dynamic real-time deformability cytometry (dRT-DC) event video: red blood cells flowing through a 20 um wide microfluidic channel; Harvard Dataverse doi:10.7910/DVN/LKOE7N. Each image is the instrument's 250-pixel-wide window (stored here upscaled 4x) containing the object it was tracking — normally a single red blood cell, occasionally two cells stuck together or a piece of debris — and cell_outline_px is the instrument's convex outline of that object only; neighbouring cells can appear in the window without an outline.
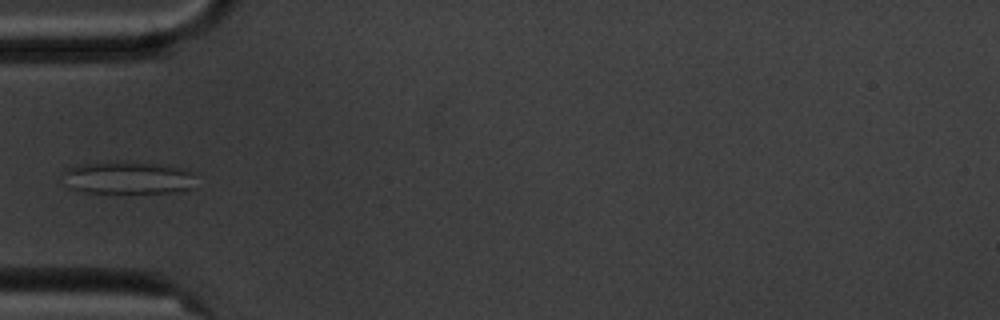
{"species": "common noctule bat (a hibernating species)", "species_latin": "Nyctalus noctula", "temperature_condition": "cold", "stored_images_in_passage": 2, "camera_frame_rate_fps": 3000, "um_per_image_px": 0.085, "animal": {"sex": "male", "body_mass_g": 20.1, "forearm_length_mm": 53.5}, "frame": {"image": 1, "passage_image": 2, "time_ms": 1.0, "image_size_px": [1000, 320], "cell_outline_px": [[192, 188], [180, 192], [80, 192], [68, 188], [64, 172], [68, 168], [84, 164], [116, 160], [156, 164], [184, 168], [192, 172]], "centroid_in_image_um": [10.86, 15.1], "position_along_channel_um": 74.1, "area_um2": 25.09}}